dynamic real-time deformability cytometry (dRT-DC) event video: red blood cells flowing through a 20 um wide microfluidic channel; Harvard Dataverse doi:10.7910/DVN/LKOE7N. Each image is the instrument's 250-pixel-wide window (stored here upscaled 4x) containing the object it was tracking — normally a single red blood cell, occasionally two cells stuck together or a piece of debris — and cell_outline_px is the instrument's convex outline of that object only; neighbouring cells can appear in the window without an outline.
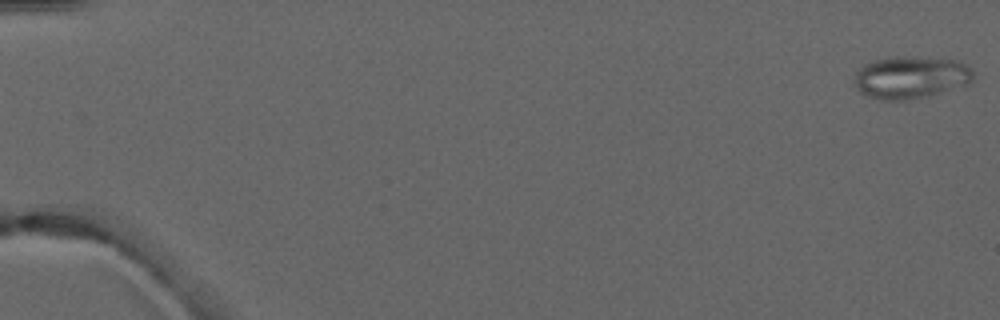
{"species": "common noctule bat (a hibernating species)", "species_latin": "Nyctalus noctula", "temperature_condition": "warm", "stored_images_in_passage": 6, "camera_frame_rate_fps": 3000, "um_per_image_px": 0.085, "animal": {"sex": "male", "forearm_length_mm": 52.5}, "frame": {"image": 1, "passage_image": 1, "time_ms": 0.0, "image_size_px": [1000, 320], "cell_outline_px": [[972, 80], [968, 84], [940, 92], [924, 96], [904, 100], [884, 100], [864, 96], [856, 88], [856, 72], [864, 64], [888, 56], [904, 56], [956, 60], [972, 68]], "centroid_in_image_um": [77.38, 6.57], "position_along_channel_um": 7.6, "area_um2": 29.13}}